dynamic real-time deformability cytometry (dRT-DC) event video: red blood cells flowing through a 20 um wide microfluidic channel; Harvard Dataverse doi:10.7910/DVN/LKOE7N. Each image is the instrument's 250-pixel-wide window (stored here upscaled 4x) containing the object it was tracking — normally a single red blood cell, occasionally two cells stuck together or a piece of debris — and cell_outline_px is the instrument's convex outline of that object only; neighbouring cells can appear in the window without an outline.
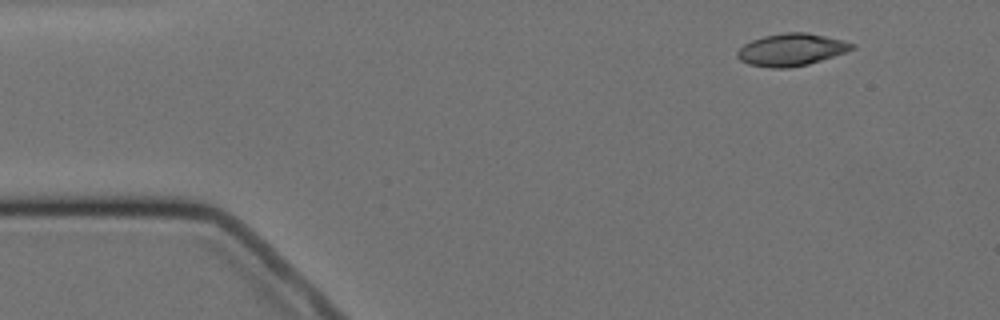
{"species": "Egyptian fruit bat (a non-hibernating species)", "species_latin": "Rousettus aegyptiacus", "temperature_condition": "cold", "stored_images_in_passage": 4, "camera_frame_rate_fps": 3000, "um_per_image_px": 0.085, "animal": {"sex": "female"}, "frame": {"image": 1, "passage_image": 1, "time_ms": 0.0, "image_size_px": [1000, 320], "cell_outline_px": [[856, 48], [808, 64], [788, 68], [772, 68], [748, 64], [740, 60], [736, 56], [736, 52], [744, 44], [752, 40], [764, 36], [784, 32], [808, 32], [844, 40], [856, 44]], "centroid_in_image_um": [67.26, 4.21], "position_along_channel_um": 17.7, "area_um2": 21.56}}
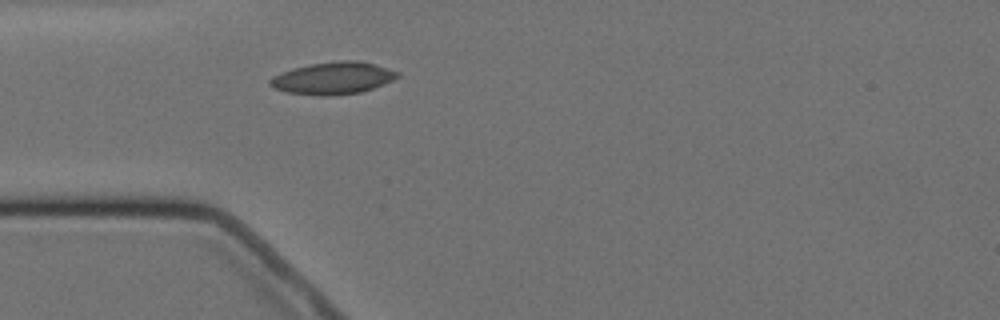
{"frame": {"image": 2, "passage_image": 4, "time_ms": 3.333, "image_size_px": [1000, 320], "cell_outline_px": [[400, 76], [392, 80], [372, 88], [360, 92], [328, 96], [320, 96], [288, 92], [276, 88], [268, 84], [268, 80], [272, 76], [292, 68], [312, 64], [340, 60], [356, 60], [372, 64], [400, 72]], "centroid_in_image_um": [28.28, 6.64], "position_along_channel_um": 56.7, "area_um2": 23.64}}